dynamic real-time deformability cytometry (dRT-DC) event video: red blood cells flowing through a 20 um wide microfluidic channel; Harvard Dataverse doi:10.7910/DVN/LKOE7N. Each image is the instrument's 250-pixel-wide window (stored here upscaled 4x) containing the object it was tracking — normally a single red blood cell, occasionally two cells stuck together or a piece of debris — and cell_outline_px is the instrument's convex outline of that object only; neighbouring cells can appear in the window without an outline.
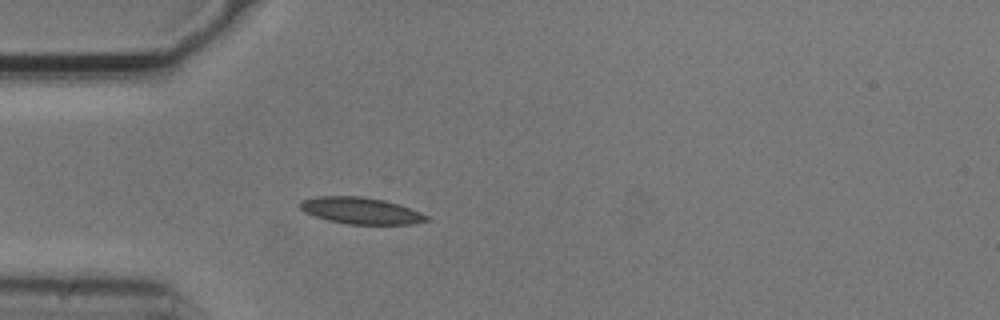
{"species": "common noctule bat (a hibernating species)", "species_latin": "Nyctalus noctula", "temperature_condition": "cold", "stored_images_in_passage": 5, "camera_frame_rate_fps": 3000, "um_per_image_px": 0.085, "animal": {"sex": "male", "body_mass_g": 20.5, "forearm_length_mm": 52.5}, "frame": {"image": 1, "passage_image": 5, "time_ms": 1.333, "image_size_px": [1000, 320], "cell_outline_px": [[432, 220], [412, 224], [348, 224], [328, 220], [304, 212], [300, 208], [300, 200], [316, 196], [360, 196], [384, 200], [400, 204], [432, 216]], "centroid_in_image_um": [30.74, 17.9], "position_along_channel_um": 54.3, "area_um2": 19.83}}